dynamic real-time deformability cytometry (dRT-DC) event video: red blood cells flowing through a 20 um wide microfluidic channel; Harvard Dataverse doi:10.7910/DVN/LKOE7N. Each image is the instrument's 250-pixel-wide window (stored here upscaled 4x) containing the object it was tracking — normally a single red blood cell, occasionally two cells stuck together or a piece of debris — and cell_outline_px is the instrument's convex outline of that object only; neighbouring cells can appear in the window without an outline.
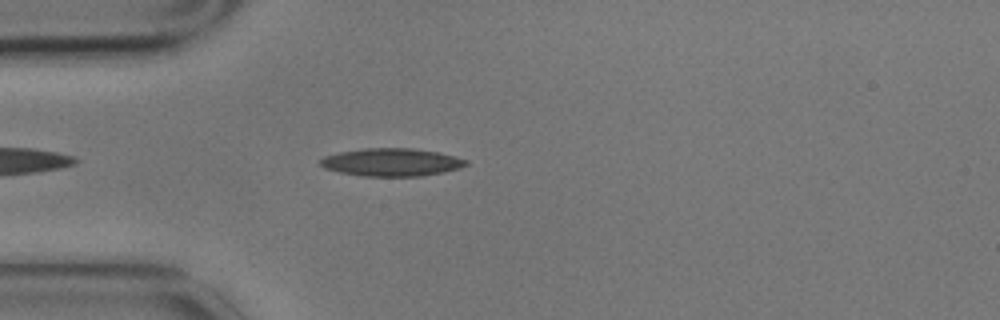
{"species": "common noctule bat (a hibernating species)", "species_latin": "Nyctalus noctula", "temperature_condition": "cold", "stored_images_in_passage": 2, "camera_frame_rate_fps": 3000, "um_per_image_px": 0.085, "animal": {"sex": "male", "body_mass_g": 17.9}, "frame": {"image": 1, "passage_image": 2, "time_ms": 0.333, "image_size_px": [1000, 320], "cell_outline_px": [[468, 164], [460, 168], [420, 176], [364, 176], [340, 172], [324, 168], [320, 164], [320, 160], [324, 156], [340, 152], [364, 148], [412, 148], [436, 152], [468, 160]], "centroid_in_image_um": [33.25, 13.78], "position_along_channel_um": 51.7, "area_um2": 23.35}}